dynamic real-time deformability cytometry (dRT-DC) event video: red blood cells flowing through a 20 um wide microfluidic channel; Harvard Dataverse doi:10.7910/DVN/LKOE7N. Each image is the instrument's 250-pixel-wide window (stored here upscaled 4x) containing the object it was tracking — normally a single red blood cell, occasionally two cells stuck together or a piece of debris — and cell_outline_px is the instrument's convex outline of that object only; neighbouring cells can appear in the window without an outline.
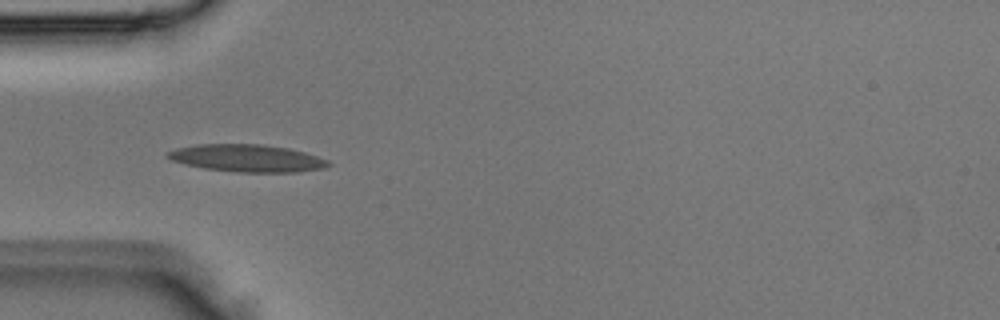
{"species": "Egyptian fruit bat (a non-hibernating species)", "species_latin": "Rousettus aegyptiacus", "temperature_condition": "room temperature", "stored_images_in_passage": 3, "camera_frame_rate_fps": 3000, "um_per_image_px": 0.085, "animal": {"sex": "male"}, "frame": {"image": 1, "passage_image": 2, "time_ms": 0.333, "image_size_px": [1000, 320], "cell_outline_px": [[332, 164], [324, 168], [296, 172], [240, 172], [204, 168], [184, 164], [172, 160], [164, 156], [164, 152], [176, 148], [200, 144], [264, 144], [288, 148], [304, 152], [328, 160]], "centroid_in_image_um": [20.97, 13.44], "position_along_channel_um": 64.0, "area_um2": 25.66}}